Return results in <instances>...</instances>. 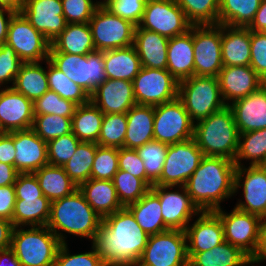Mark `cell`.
<instances>
[{"instance_id": "69", "label": "cell", "mask_w": 266, "mask_h": 266, "mask_svg": "<svg viewBox=\"0 0 266 266\" xmlns=\"http://www.w3.org/2000/svg\"><path fill=\"white\" fill-rule=\"evenodd\" d=\"M4 133H7V132L3 129V126L0 121V134H4Z\"/></svg>"}, {"instance_id": "1", "label": "cell", "mask_w": 266, "mask_h": 266, "mask_svg": "<svg viewBox=\"0 0 266 266\" xmlns=\"http://www.w3.org/2000/svg\"><path fill=\"white\" fill-rule=\"evenodd\" d=\"M148 238L131 211L123 207L102 218L91 243L106 266H136Z\"/></svg>"}, {"instance_id": "53", "label": "cell", "mask_w": 266, "mask_h": 266, "mask_svg": "<svg viewBox=\"0 0 266 266\" xmlns=\"http://www.w3.org/2000/svg\"><path fill=\"white\" fill-rule=\"evenodd\" d=\"M66 23H89L102 1L61 0Z\"/></svg>"}, {"instance_id": "31", "label": "cell", "mask_w": 266, "mask_h": 266, "mask_svg": "<svg viewBox=\"0 0 266 266\" xmlns=\"http://www.w3.org/2000/svg\"><path fill=\"white\" fill-rule=\"evenodd\" d=\"M78 188L85 196L88 204L101 218L123 208L112 180L90 178Z\"/></svg>"}, {"instance_id": "9", "label": "cell", "mask_w": 266, "mask_h": 266, "mask_svg": "<svg viewBox=\"0 0 266 266\" xmlns=\"http://www.w3.org/2000/svg\"><path fill=\"white\" fill-rule=\"evenodd\" d=\"M185 231L167 230L149 235L136 266H188Z\"/></svg>"}, {"instance_id": "20", "label": "cell", "mask_w": 266, "mask_h": 266, "mask_svg": "<svg viewBox=\"0 0 266 266\" xmlns=\"http://www.w3.org/2000/svg\"><path fill=\"white\" fill-rule=\"evenodd\" d=\"M196 217L197 220L185 229L189 259L225 241L222 222L214 211H201Z\"/></svg>"}, {"instance_id": "43", "label": "cell", "mask_w": 266, "mask_h": 266, "mask_svg": "<svg viewBox=\"0 0 266 266\" xmlns=\"http://www.w3.org/2000/svg\"><path fill=\"white\" fill-rule=\"evenodd\" d=\"M192 25L219 24L220 0H175Z\"/></svg>"}, {"instance_id": "4", "label": "cell", "mask_w": 266, "mask_h": 266, "mask_svg": "<svg viewBox=\"0 0 266 266\" xmlns=\"http://www.w3.org/2000/svg\"><path fill=\"white\" fill-rule=\"evenodd\" d=\"M194 140L204 156L235 159L239 132L232 109L226 105L209 117L194 123Z\"/></svg>"}, {"instance_id": "48", "label": "cell", "mask_w": 266, "mask_h": 266, "mask_svg": "<svg viewBox=\"0 0 266 266\" xmlns=\"http://www.w3.org/2000/svg\"><path fill=\"white\" fill-rule=\"evenodd\" d=\"M34 115H59L71 118L73 117L77 104L60 97L56 92L48 90L42 97L33 102Z\"/></svg>"}, {"instance_id": "59", "label": "cell", "mask_w": 266, "mask_h": 266, "mask_svg": "<svg viewBox=\"0 0 266 266\" xmlns=\"http://www.w3.org/2000/svg\"><path fill=\"white\" fill-rule=\"evenodd\" d=\"M14 131L0 134V162L15 167Z\"/></svg>"}, {"instance_id": "54", "label": "cell", "mask_w": 266, "mask_h": 266, "mask_svg": "<svg viewBox=\"0 0 266 266\" xmlns=\"http://www.w3.org/2000/svg\"><path fill=\"white\" fill-rule=\"evenodd\" d=\"M24 62L15 53L13 48L6 43L0 45V87L6 84H12L6 87H12L15 77L20 71Z\"/></svg>"}, {"instance_id": "8", "label": "cell", "mask_w": 266, "mask_h": 266, "mask_svg": "<svg viewBox=\"0 0 266 266\" xmlns=\"http://www.w3.org/2000/svg\"><path fill=\"white\" fill-rule=\"evenodd\" d=\"M89 26L96 51L133 45L136 25L111 13L102 4L95 10Z\"/></svg>"}, {"instance_id": "33", "label": "cell", "mask_w": 266, "mask_h": 266, "mask_svg": "<svg viewBox=\"0 0 266 266\" xmlns=\"http://www.w3.org/2000/svg\"><path fill=\"white\" fill-rule=\"evenodd\" d=\"M127 208L142 230L148 235L169 230L163 221L159 197L151 189L137 202L128 205Z\"/></svg>"}, {"instance_id": "45", "label": "cell", "mask_w": 266, "mask_h": 266, "mask_svg": "<svg viewBox=\"0 0 266 266\" xmlns=\"http://www.w3.org/2000/svg\"><path fill=\"white\" fill-rule=\"evenodd\" d=\"M112 181L123 207L137 202L150 190V187L142 179L123 170H118Z\"/></svg>"}, {"instance_id": "52", "label": "cell", "mask_w": 266, "mask_h": 266, "mask_svg": "<svg viewBox=\"0 0 266 266\" xmlns=\"http://www.w3.org/2000/svg\"><path fill=\"white\" fill-rule=\"evenodd\" d=\"M84 253L70 254L67 243L61 244L54 266H106L104 260L97 254L94 246Z\"/></svg>"}, {"instance_id": "65", "label": "cell", "mask_w": 266, "mask_h": 266, "mask_svg": "<svg viewBox=\"0 0 266 266\" xmlns=\"http://www.w3.org/2000/svg\"><path fill=\"white\" fill-rule=\"evenodd\" d=\"M0 266H21L14 252L9 248L0 250Z\"/></svg>"}, {"instance_id": "12", "label": "cell", "mask_w": 266, "mask_h": 266, "mask_svg": "<svg viewBox=\"0 0 266 266\" xmlns=\"http://www.w3.org/2000/svg\"><path fill=\"white\" fill-rule=\"evenodd\" d=\"M214 212L222 222L225 241L240 248L250 258H255L260 243L261 218L235 207L230 213L222 208Z\"/></svg>"}, {"instance_id": "26", "label": "cell", "mask_w": 266, "mask_h": 266, "mask_svg": "<svg viewBox=\"0 0 266 266\" xmlns=\"http://www.w3.org/2000/svg\"><path fill=\"white\" fill-rule=\"evenodd\" d=\"M167 70L178 82L194 76L193 25L186 33L169 39Z\"/></svg>"}, {"instance_id": "7", "label": "cell", "mask_w": 266, "mask_h": 266, "mask_svg": "<svg viewBox=\"0 0 266 266\" xmlns=\"http://www.w3.org/2000/svg\"><path fill=\"white\" fill-rule=\"evenodd\" d=\"M48 60L90 96L106 80L103 52L88 55L49 53Z\"/></svg>"}, {"instance_id": "21", "label": "cell", "mask_w": 266, "mask_h": 266, "mask_svg": "<svg viewBox=\"0 0 266 266\" xmlns=\"http://www.w3.org/2000/svg\"><path fill=\"white\" fill-rule=\"evenodd\" d=\"M33 119L32 100L12 87L0 88V121L6 132L31 129Z\"/></svg>"}, {"instance_id": "35", "label": "cell", "mask_w": 266, "mask_h": 266, "mask_svg": "<svg viewBox=\"0 0 266 266\" xmlns=\"http://www.w3.org/2000/svg\"><path fill=\"white\" fill-rule=\"evenodd\" d=\"M12 88L34 102L49 90L47 70L40 62L24 63Z\"/></svg>"}, {"instance_id": "63", "label": "cell", "mask_w": 266, "mask_h": 266, "mask_svg": "<svg viewBox=\"0 0 266 266\" xmlns=\"http://www.w3.org/2000/svg\"><path fill=\"white\" fill-rule=\"evenodd\" d=\"M16 12L0 7V45L6 42L9 23Z\"/></svg>"}, {"instance_id": "14", "label": "cell", "mask_w": 266, "mask_h": 266, "mask_svg": "<svg viewBox=\"0 0 266 266\" xmlns=\"http://www.w3.org/2000/svg\"><path fill=\"white\" fill-rule=\"evenodd\" d=\"M203 157L194 138L168 145L162 174L155 185L184 186Z\"/></svg>"}, {"instance_id": "29", "label": "cell", "mask_w": 266, "mask_h": 266, "mask_svg": "<svg viewBox=\"0 0 266 266\" xmlns=\"http://www.w3.org/2000/svg\"><path fill=\"white\" fill-rule=\"evenodd\" d=\"M126 117L124 148L137 149L154 140V106L135 104Z\"/></svg>"}, {"instance_id": "47", "label": "cell", "mask_w": 266, "mask_h": 266, "mask_svg": "<svg viewBox=\"0 0 266 266\" xmlns=\"http://www.w3.org/2000/svg\"><path fill=\"white\" fill-rule=\"evenodd\" d=\"M42 140L48 142L72 132V119L59 115H34L31 128Z\"/></svg>"}, {"instance_id": "32", "label": "cell", "mask_w": 266, "mask_h": 266, "mask_svg": "<svg viewBox=\"0 0 266 266\" xmlns=\"http://www.w3.org/2000/svg\"><path fill=\"white\" fill-rule=\"evenodd\" d=\"M105 76L108 79L133 81L142 68L134 46L103 51Z\"/></svg>"}, {"instance_id": "25", "label": "cell", "mask_w": 266, "mask_h": 266, "mask_svg": "<svg viewBox=\"0 0 266 266\" xmlns=\"http://www.w3.org/2000/svg\"><path fill=\"white\" fill-rule=\"evenodd\" d=\"M239 134L266 128V83L257 91L228 105Z\"/></svg>"}, {"instance_id": "11", "label": "cell", "mask_w": 266, "mask_h": 266, "mask_svg": "<svg viewBox=\"0 0 266 266\" xmlns=\"http://www.w3.org/2000/svg\"><path fill=\"white\" fill-rule=\"evenodd\" d=\"M6 44L24 63L48 60L50 41L38 32L21 12H16L8 27Z\"/></svg>"}, {"instance_id": "19", "label": "cell", "mask_w": 266, "mask_h": 266, "mask_svg": "<svg viewBox=\"0 0 266 266\" xmlns=\"http://www.w3.org/2000/svg\"><path fill=\"white\" fill-rule=\"evenodd\" d=\"M20 12L50 43L67 25L61 0H26Z\"/></svg>"}, {"instance_id": "38", "label": "cell", "mask_w": 266, "mask_h": 266, "mask_svg": "<svg viewBox=\"0 0 266 266\" xmlns=\"http://www.w3.org/2000/svg\"><path fill=\"white\" fill-rule=\"evenodd\" d=\"M248 259L240 248L224 241L211 250L195 253L188 266H242Z\"/></svg>"}, {"instance_id": "60", "label": "cell", "mask_w": 266, "mask_h": 266, "mask_svg": "<svg viewBox=\"0 0 266 266\" xmlns=\"http://www.w3.org/2000/svg\"><path fill=\"white\" fill-rule=\"evenodd\" d=\"M13 229L12 221L0 218V250H6L11 247Z\"/></svg>"}, {"instance_id": "42", "label": "cell", "mask_w": 266, "mask_h": 266, "mask_svg": "<svg viewBox=\"0 0 266 266\" xmlns=\"http://www.w3.org/2000/svg\"><path fill=\"white\" fill-rule=\"evenodd\" d=\"M45 63L48 69L47 80L49 90L56 92L60 97L70 100L78 106L90 101V95L84 89L65 76L49 60H46Z\"/></svg>"}, {"instance_id": "28", "label": "cell", "mask_w": 266, "mask_h": 266, "mask_svg": "<svg viewBox=\"0 0 266 266\" xmlns=\"http://www.w3.org/2000/svg\"><path fill=\"white\" fill-rule=\"evenodd\" d=\"M168 42L167 37L136 26L133 46L141 60L142 67L167 69Z\"/></svg>"}, {"instance_id": "44", "label": "cell", "mask_w": 266, "mask_h": 266, "mask_svg": "<svg viewBox=\"0 0 266 266\" xmlns=\"http://www.w3.org/2000/svg\"><path fill=\"white\" fill-rule=\"evenodd\" d=\"M167 150V144L156 140H152L136 149L144 162L147 185L150 188L160 180Z\"/></svg>"}, {"instance_id": "51", "label": "cell", "mask_w": 266, "mask_h": 266, "mask_svg": "<svg viewBox=\"0 0 266 266\" xmlns=\"http://www.w3.org/2000/svg\"><path fill=\"white\" fill-rule=\"evenodd\" d=\"M148 0H102V5L116 16L138 26Z\"/></svg>"}, {"instance_id": "49", "label": "cell", "mask_w": 266, "mask_h": 266, "mask_svg": "<svg viewBox=\"0 0 266 266\" xmlns=\"http://www.w3.org/2000/svg\"><path fill=\"white\" fill-rule=\"evenodd\" d=\"M119 148L98 146L91 169L92 179L112 180L119 170Z\"/></svg>"}, {"instance_id": "30", "label": "cell", "mask_w": 266, "mask_h": 266, "mask_svg": "<svg viewBox=\"0 0 266 266\" xmlns=\"http://www.w3.org/2000/svg\"><path fill=\"white\" fill-rule=\"evenodd\" d=\"M95 51L89 23H69L51 42L49 53L88 55Z\"/></svg>"}, {"instance_id": "17", "label": "cell", "mask_w": 266, "mask_h": 266, "mask_svg": "<svg viewBox=\"0 0 266 266\" xmlns=\"http://www.w3.org/2000/svg\"><path fill=\"white\" fill-rule=\"evenodd\" d=\"M172 188L174 186L153 185L150 189L159 197L165 226L169 230L185 231L191 219L201 211L191 200L185 186H176L178 189L174 191H171Z\"/></svg>"}, {"instance_id": "27", "label": "cell", "mask_w": 266, "mask_h": 266, "mask_svg": "<svg viewBox=\"0 0 266 266\" xmlns=\"http://www.w3.org/2000/svg\"><path fill=\"white\" fill-rule=\"evenodd\" d=\"M251 30L248 27L222 25L221 50L223 67L250 66Z\"/></svg>"}, {"instance_id": "58", "label": "cell", "mask_w": 266, "mask_h": 266, "mask_svg": "<svg viewBox=\"0 0 266 266\" xmlns=\"http://www.w3.org/2000/svg\"><path fill=\"white\" fill-rule=\"evenodd\" d=\"M16 194L14 185L0 187V218L11 221L15 207Z\"/></svg>"}, {"instance_id": "16", "label": "cell", "mask_w": 266, "mask_h": 266, "mask_svg": "<svg viewBox=\"0 0 266 266\" xmlns=\"http://www.w3.org/2000/svg\"><path fill=\"white\" fill-rule=\"evenodd\" d=\"M138 26L170 39L186 33L192 24L175 0H148Z\"/></svg>"}, {"instance_id": "34", "label": "cell", "mask_w": 266, "mask_h": 266, "mask_svg": "<svg viewBox=\"0 0 266 266\" xmlns=\"http://www.w3.org/2000/svg\"><path fill=\"white\" fill-rule=\"evenodd\" d=\"M51 201L44 195L40 198L16 200L12 215L15 227L46 226L50 218Z\"/></svg>"}, {"instance_id": "41", "label": "cell", "mask_w": 266, "mask_h": 266, "mask_svg": "<svg viewBox=\"0 0 266 266\" xmlns=\"http://www.w3.org/2000/svg\"><path fill=\"white\" fill-rule=\"evenodd\" d=\"M97 143L80 142L75 154L62 167L70 179L79 187L91 178Z\"/></svg>"}, {"instance_id": "64", "label": "cell", "mask_w": 266, "mask_h": 266, "mask_svg": "<svg viewBox=\"0 0 266 266\" xmlns=\"http://www.w3.org/2000/svg\"><path fill=\"white\" fill-rule=\"evenodd\" d=\"M255 259H258L261 263L264 262V260L266 261V217L261 219L260 243Z\"/></svg>"}, {"instance_id": "46", "label": "cell", "mask_w": 266, "mask_h": 266, "mask_svg": "<svg viewBox=\"0 0 266 266\" xmlns=\"http://www.w3.org/2000/svg\"><path fill=\"white\" fill-rule=\"evenodd\" d=\"M126 131V113L104 114L97 144L103 147L122 148Z\"/></svg>"}, {"instance_id": "55", "label": "cell", "mask_w": 266, "mask_h": 266, "mask_svg": "<svg viewBox=\"0 0 266 266\" xmlns=\"http://www.w3.org/2000/svg\"><path fill=\"white\" fill-rule=\"evenodd\" d=\"M250 67L266 83V32L251 31Z\"/></svg>"}, {"instance_id": "3", "label": "cell", "mask_w": 266, "mask_h": 266, "mask_svg": "<svg viewBox=\"0 0 266 266\" xmlns=\"http://www.w3.org/2000/svg\"><path fill=\"white\" fill-rule=\"evenodd\" d=\"M101 223L102 218L78 188L71 195L51 202L50 218L46 226L65 244V233L93 241Z\"/></svg>"}, {"instance_id": "2", "label": "cell", "mask_w": 266, "mask_h": 266, "mask_svg": "<svg viewBox=\"0 0 266 266\" xmlns=\"http://www.w3.org/2000/svg\"><path fill=\"white\" fill-rule=\"evenodd\" d=\"M235 169L233 160L204 156L184 185L193 203L200 211H215L221 202L235 195Z\"/></svg>"}, {"instance_id": "36", "label": "cell", "mask_w": 266, "mask_h": 266, "mask_svg": "<svg viewBox=\"0 0 266 266\" xmlns=\"http://www.w3.org/2000/svg\"><path fill=\"white\" fill-rule=\"evenodd\" d=\"M34 174L43 195L51 202L69 196L78 189L61 166L48 164L35 171Z\"/></svg>"}, {"instance_id": "23", "label": "cell", "mask_w": 266, "mask_h": 266, "mask_svg": "<svg viewBox=\"0 0 266 266\" xmlns=\"http://www.w3.org/2000/svg\"><path fill=\"white\" fill-rule=\"evenodd\" d=\"M90 100L104 114L127 113L135 104L132 81L108 79L100 84Z\"/></svg>"}, {"instance_id": "6", "label": "cell", "mask_w": 266, "mask_h": 266, "mask_svg": "<svg viewBox=\"0 0 266 266\" xmlns=\"http://www.w3.org/2000/svg\"><path fill=\"white\" fill-rule=\"evenodd\" d=\"M178 98L194 123L226 106L221 96L217 77L194 75L180 81Z\"/></svg>"}, {"instance_id": "18", "label": "cell", "mask_w": 266, "mask_h": 266, "mask_svg": "<svg viewBox=\"0 0 266 266\" xmlns=\"http://www.w3.org/2000/svg\"><path fill=\"white\" fill-rule=\"evenodd\" d=\"M241 187L245 200L239 199L235 208L265 218L266 172L259 165L236 167L234 193Z\"/></svg>"}, {"instance_id": "13", "label": "cell", "mask_w": 266, "mask_h": 266, "mask_svg": "<svg viewBox=\"0 0 266 266\" xmlns=\"http://www.w3.org/2000/svg\"><path fill=\"white\" fill-rule=\"evenodd\" d=\"M222 24L193 25L194 75L217 77L223 68Z\"/></svg>"}, {"instance_id": "56", "label": "cell", "mask_w": 266, "mask_h": 266, "mask_svg": "<svg viewBox=\"0 0 266 266\" xmlns=\"http://www.w3.org/2000/svg\"><path fill=\"white\" fill-rule=\"evenodd\" d=\"M119 170L126 171L142 179L147 184V176L143 160L136 149L119 148Z\"/></svg>"}, {"instance_id": "67", "label": "cell", "mask_w": 266, "mask_h": 266, "mask_svg": "<svg viewBox=\"0 0 266 266\" xmlns=\"http://www.w3.org/2000/svg\"><path fill=\"white\" fill-rule=\"evenodd\" d=\"M259 260L258 259H255V258H250V259H248L242 266H255V265H253V264H255V263H258L259 264Z\"/></svg>"}, {"instance_id": "22", "label": "cell", "mask_w": 266, "mask_h": 266, "mask_svg": "<svg viewBox=\"0 0 266 266\" xmlns=\"http://www.w3.org/2000/svg\"><path fill=\"white\" fill-rule=\"evenodd\" d=\"M217 78L226 105L246 97L265 84L250 66H225Z\"/></svg>"}, {"instance_id": "62", "label": "cell", "mask_w": 266, "mask_h": 266, "mask_svg": "<svg viewBox=\"0 0 266 266\" xmlns=\"http://www.w3.org/2000/svg\"><path fill=\"white\" fill-rule=\"evenodd\" d=\"M19 172L13 165L0 162V187L14 185Z\"/></svg>"}, {"instance_id": "39", "label": "cell", "mask_w": 266, "mask_h": 266, "mask_svg": "<svg viewBox=\"0 0 266 266\" xmlns=\"http://www.w3.org/2000/svg\"><path fill=\"white\" fill-rule=\"evenodd\" d=\"M261 0H220L219 24L248 27L254 20Z\"/></svg>"}, {"instance_id": "68", "label": "cell", "mask_w": 266, "mask_h": 266, "mask_svg": "<svg viewBox=\"0 0 266 266\" xmlns=\"http://www.w3.org/2000/svg\"><path fill=\"white\" fill-rule=\"evenodd\" d=\"M259 166L266 172V158L263 160V162Z\"/></svg>"}, {"instance_id": "40", "label": "cell", "mask_w": 266, "mask_h": 266, "mask_svg": "<svg viewBox=\"0 0 266 266\" xmlns=\"http://www.w3.org/2000/svg\"><path fill=\"white\" fill-rule=\"evenodd\" d=\"M266 158V128L239 134L238 151L234 159L236 167L241 161H250V166L260 165Z\"/></svg>"}, {"instance_id": "5", "label": "cell", "mask_w": 266, "mask_h": 266, "mask_svg": "<svg viewBox=\"0 0 266 266\" xmlns=\"http://www.w3.org/2000/svg\"><path fill=\"white\" fill-rule=\"evenodd\" d=\"M28 228V229H27ZM15 227L11 247L21 266H54L62 244L47 226Z\"/></svg>"}, {"instance_id": "50", "label": "cell", "mask_w": 266, "mask_h": 266, "mask_svg": "<svg viewBox=\"0 0 266 266\" xmlns=\"http://www.w3.org/2000/svg\"><path fill=\"white\" fill-rule=\"evenodd\" d=\"M81 141L71 132L47 142L49 165L63 166L75 154Z\"/></svg>"}, {"instance_id": "37", "label": "cell", "mask_w": 266, "mask_h": 266, "mask_svg": "<svg viewBox=\"0 0 266 266\" xmlns=\"http://www.w3.org/2000/svg\"><path fill=\"white\" fill-rule=\"evenodd\" d=\"M104 113L90 100L77 106L72 117V133L81 142L97 143Z\"/></svg>"}, {"instance_id": "24", "label": "cell", "mask_w": 266, "mask_h": 266, "mask_svg": "<svg viewBox=\"0 0 266 266\" xmlns=\"http://www.w3.org/2000/svg\"><path fill=\"white\" fill-rule=\"evenodd\" d=\"M15 168L19 173H34L48 165L47 142L32 129L14 131Z\"/></svg>"}, {"instance_id": "57", "label": "cell", "mask_w": 266, "mask_h": 266, "mask_svg": "<svg viewBox=\"0 0 266 266\" xmlns=\"http://www.w3.org/2000/svg\"><path fill=\"white\" fill-rule=\"evenodd\" d=\"M16 200L40 198L43 196L37 177L34 173H19L14 183Z\"/></svg>"}, {"instance_id": "10", "label": "cell", "mask_w": 266, "mask_h": 266, "mask_svg": "<svg viewBox=\"0 0 266 266\" xmlns=\"http://www.w3.org/2000/svg\"><path fill=\"white\" fill-rule=\"evenodd\" d=\"M193 136L194 122L178 97L154 106V140L172 145Z\"/></svg>"}, {"instance_id": "61", "label": "cell", "mask_w": 266, "mask_h": 266, "mask_svg": "<svg viewBox=\"0 0 266 266\" xmlns=\"http://www.w3.org/2000/svg\"><path fill=\"white\" fill-rule=\"evenodd\" d=\"M251 31L266 32V0H261L254 20L248 26Z\"/></svg>"}, {"instance_id": "15", "label": "cell", "mask_w": 266, "mask_h": 266, "mask_svg": "<svg viewBox=\"0 0 266 266\" xmlns=\"http://www.w3.org/2000/svg\"><path fill=\"white\" fill-rule=\"evenodd\" d=\"M136 104L156 106L178 97V81L167 69L142 67L133 79Z\"/></svg>"}, {"instance_id": "66", "label": "cell", "mask_w": 266, "mask_h": 266, "mask_svg": "<svg viewBox=\"0 0 266 266\" xmlns=\"http://www.w3.org/2000/svg\"><path fill=\"white\" fill-rule=\"evenodd\" d=\"M26 0H0V7L8 8L14 12H20Z\"/></svg>"}]
</instances>
